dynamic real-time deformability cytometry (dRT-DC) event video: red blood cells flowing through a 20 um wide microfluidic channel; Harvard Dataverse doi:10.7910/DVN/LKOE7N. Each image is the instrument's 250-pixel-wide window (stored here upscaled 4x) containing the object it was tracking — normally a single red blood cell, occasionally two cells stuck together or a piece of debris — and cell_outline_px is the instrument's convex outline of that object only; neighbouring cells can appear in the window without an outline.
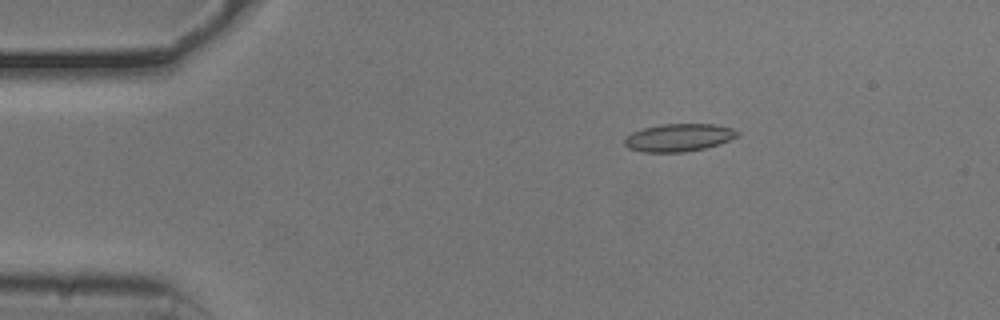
{"species": "common noctule bat (a hibernating species)", "species_latin": "Nyctalus noctula", "temperature_condition": "cold", "stored_images_in_passage": 8, "camera_frame_rate_fps": 3000, "um_per_image_px": 0.085, "animal": {"sex": "male", "body_mass_g": 20.5, "forearm_length_mm": 52.5}, "frame": {"image": 1, "passage_image": 1, "time_ms": 0.0, "image_size_px": [1000, 320], "cell_outline_px": [[740, 132], [736, 136], [720, 144], [704, 148], [684, 152], [640, 152], [628, 148], [624, 144], [624, 140], [632, 132], [644, 128], [660, 124], [712, 124], [732, 128]], "centroid_in_image_um": [57.67, 11.7], "position_along_channel_um": 27.3, "area_um2": 18.15}}
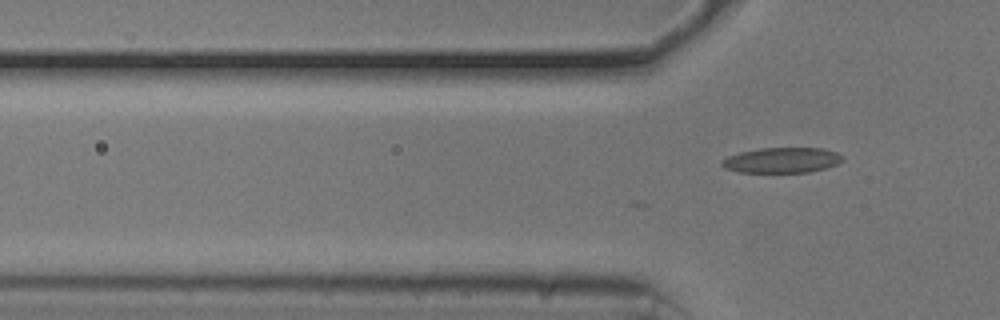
{"frame": {"image": 2, "passage_image": 8, "time_ms": 2.333, "image_size_px": [1000, 320], "cell_outline_px": [[844, 160], [836, 164], [824, 168], [808, 172], [740, 172], [724, 168], [720, 164], [720, 160], [728, 156], [740, 152], [760, 148], [824, 148], [836, 152], [844, 156]], "centroid_in_image_um": [66.45, 13.61], "position_along_channel_um": 59.4, "area_um2": 17.86}}